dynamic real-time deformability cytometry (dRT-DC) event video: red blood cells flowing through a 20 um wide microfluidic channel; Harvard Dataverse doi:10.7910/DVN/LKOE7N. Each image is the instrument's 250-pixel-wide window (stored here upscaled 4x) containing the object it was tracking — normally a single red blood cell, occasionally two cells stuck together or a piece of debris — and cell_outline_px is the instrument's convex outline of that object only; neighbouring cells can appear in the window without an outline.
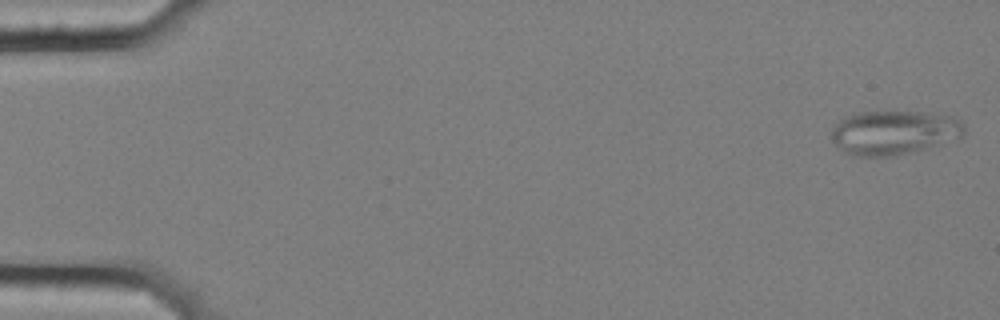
{"species": "common noctule bat (a hibernating species)", "species_latin": "Nyctalus noctula", "temperature_condition": "cold", "stored_images_in_passage": 57, "segment_of_instrument_passage": [1, 2], "camera_frame_rate_fps": 3000, "um_per_image_px": 0.085, "animal": {"sex": "female", "body_mass_g": 25.1}, "frame": {"image": 1, "passage_image": 1, "time_ms": 0.0, "image_size_px": [1000, 320], "cell_outline_px": [[964, 132], [960, 136], [940, 144], [916, 152], [896, 156], [852, 156], [844, 152], [832, 140], [832, 128], [844, 116], [860, 112], [916, 112], [952, 116], [960, 120], [964, 124]], "centroid_in_image_um": [75.96, 11.28], "position_along_channel_um": 9.0, "area_um2": 34.1}}
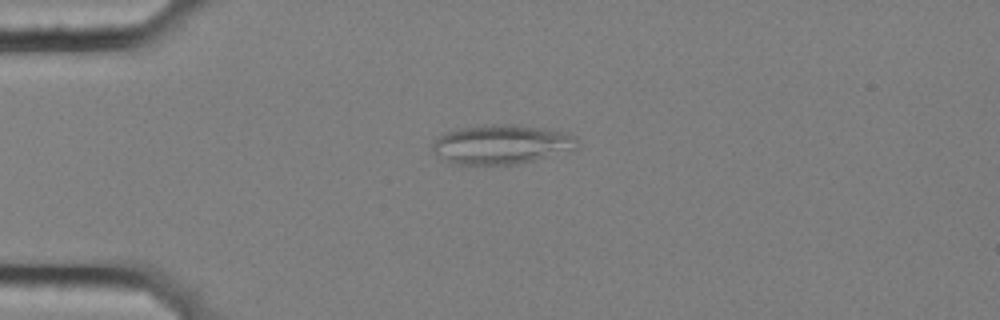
{"frame": {"image": 2, "passage_image": 14, "time_ms": 4.333, "image_size_px": [1000, 320], "cell_outline_px": [[576, 148], [532, 160], [516, 164], [460, 164], [444, 160], [432, 148], [432, 144], [436, 136], [444, 132], [460, 128], [488, 124], [516, 124], [564, 132], [576, 136]], "centroid_in_image_um": [42.57, 12.25], "position_along_channel_um": 42.4, "area_um2": 32.71}}